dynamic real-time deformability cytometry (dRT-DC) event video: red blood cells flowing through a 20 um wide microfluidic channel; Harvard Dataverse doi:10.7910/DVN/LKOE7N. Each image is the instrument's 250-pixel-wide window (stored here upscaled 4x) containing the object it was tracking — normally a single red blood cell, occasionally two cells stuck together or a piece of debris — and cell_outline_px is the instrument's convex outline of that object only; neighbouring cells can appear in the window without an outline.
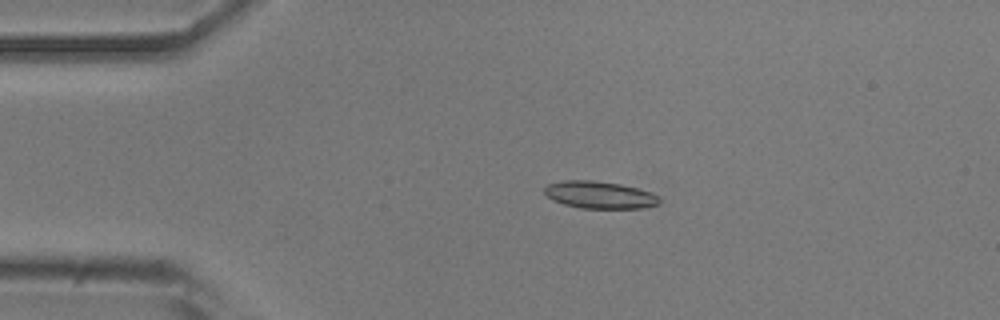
{"species": "common noctule bat (a hibernating species)", "species_latin": "Nyctalus noctula", "temperature_condition": "room temperature", "stored_images_in_passage": 43, "camera_frame_rate_fps": 3000, "um_per_image_px": 0.085, "animal": {"sex": "male", "body_mass_g": 20.5, "forearm_length_mm": 52.5}, "frame": {"image": 1, "passage_image": 1, "time_ms": 0.0, "image_size_px": [1000, 320], "cell_outline_px": [[660, 204], [640, 208], [580, 208], [564, 204], [552, 200], [544, 192], [544, 188], [548, 184], [564, 180], [592, 180], [620, 184], [652, 192], [660, 196]], "centroid_in_image_um": [50.98, 16.56], "position_along_channel_um": 34.0, "area_um2": 18.26}}
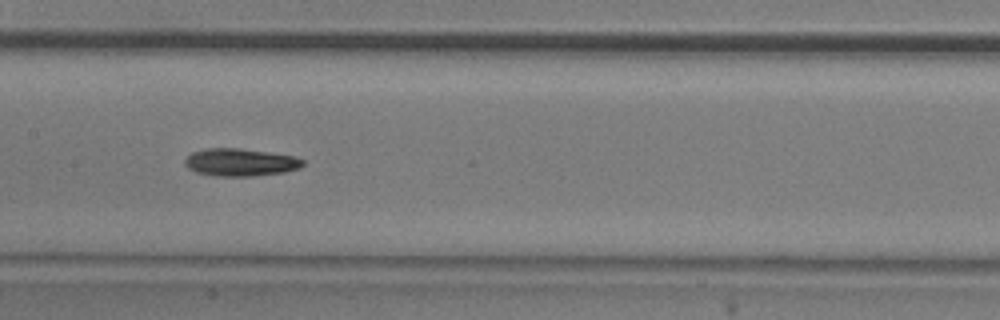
{"frame": {"image": 2, "passage_image": 16, "time_ms": 5.0, "image_size_px": [1000, 320], "cell_outline_px": [[304, 164], [300, 168], [284, 172], [252, 176], [216, 176], [196, 172], [188, 168], [184, 164], [184, 160], [192, 152], [204, 148], [240, 148], [296, 156], [304, 160]], "centroid_in_image_um": [20.43, 13.79], "position_along_channel_um": 187.0, "area_um2": 19.07}}
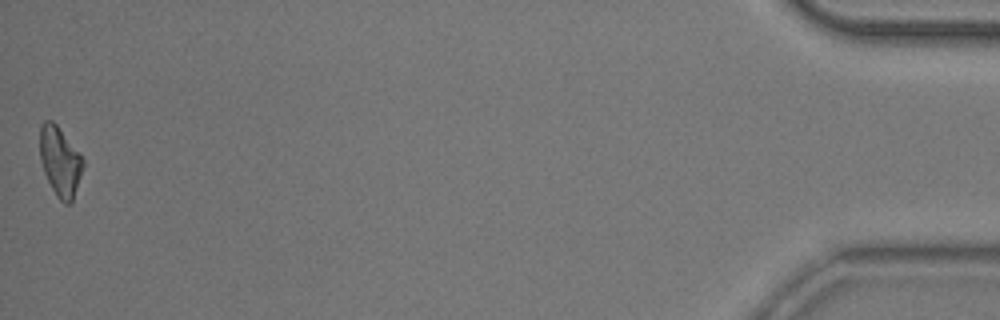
{"frame": {"image": 3, "passage_image": 43, "time_ms": 14.0, "image_size_px": [1000, 320], "cell_outline_px": [[84, 164], [72, 204], [64, 204], [56, 196], [44, 172], [40, 160], [40, 124], [44, 120], [52, 120], [56, 124], [80, 152], [84, 160]], "centroid_in_image_um": [5.11, 13.72], "position_along_channel_um": 430.1, "area_um2": 17.63}, "authors_computed_cell_mechanics": {"area_um2": 18.0336, "velocity_mm_per_s": 3.7853, "shape_relaxation_time_tau1_ms": 5.4305, "shape_relaxation_time_tau2_ms": null, "deformation_change_tau1": 0.15, "deformation_change_tau2": null}}